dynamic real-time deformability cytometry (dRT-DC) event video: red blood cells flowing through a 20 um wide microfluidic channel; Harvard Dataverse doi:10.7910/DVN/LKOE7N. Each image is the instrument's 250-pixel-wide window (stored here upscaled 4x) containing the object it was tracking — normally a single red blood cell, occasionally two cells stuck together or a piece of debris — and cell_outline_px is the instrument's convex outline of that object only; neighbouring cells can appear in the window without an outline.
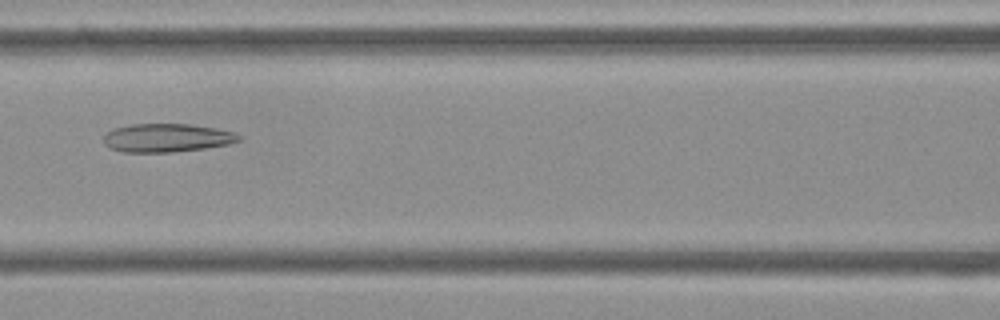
{"species": "Egyptian fruit bat (a non-hibernating species)", "species_latin": "Rousettus aegyptiacus", "temperature_condition": "cold", "stored_images_in_passage": 53, "camera_frame_rate_fps": 3000, "um_per_image_px": 0.085, "frame": {"image": 1, "passage_image": 23, "time_ms": 7.333, "image_size_px": [1000, 320], "cell_outline_px": [[244, 140], [228, 144], [204, 148], [172, 152], [120, 152], [108, 148], [104, 144], [104, 136], [112, 128], [132, 124], [188, 124], [216, 128], [236, 132], [244, 136]], "centroid_in_image_um": [14.21, 11.72], "position_along_channel_um": 152.4, "area_um2": 22.72}}
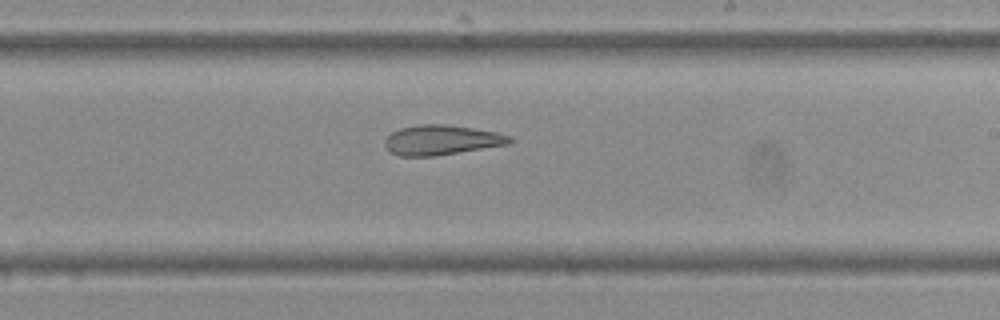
{"frame": {"image": 2, "passage_image": 31, "time_ms": 10.0, "image_size_px": [1000, 320], "cell_outline_px": [[512, 140], [508, 144], [436, 156], [400, 156], [392, 152], [384, 144], [384, 140], [392, 132], [400, 128], [416, 124], [444, 124], [472, 128], [496, 132], [512, 136]], "centroid_in_image_um": [37.52, 11.89], "position_along_channel_um": 251.5, "area_um2": 21.62}}
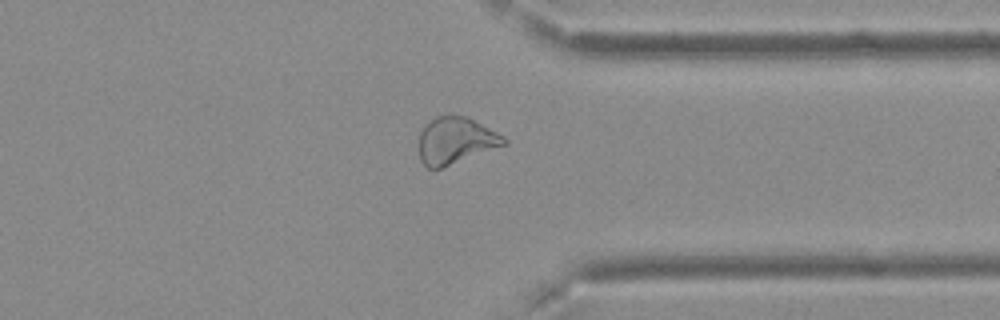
{"frame": {"image": 3, "passage_image": 41, "time_ms": 13.333, "image_size_px": [1000, 320], "cell_outline_px": [[508, 144], [440, 168], [428, 168], [420, 160], [420, 132], [424, 124], [436, 116], [468, 116], [504, 136], [508, 140]], "centroid_in_image_um": [38.74, 11.93], "position_along_channel_um": 372.7, "area_um2": 23.0}, "authors_computed_cell_mechanics": {"area_um2": 25.721, "velocity_mm_per_s": 3.7238, "shape_relaxation_time_tau1_ms": null, "shape_relaxation_time_tau2_ms": 3.5558, "deformation_change_tau1": null, "deformation_change_tau2": 0.1115}}